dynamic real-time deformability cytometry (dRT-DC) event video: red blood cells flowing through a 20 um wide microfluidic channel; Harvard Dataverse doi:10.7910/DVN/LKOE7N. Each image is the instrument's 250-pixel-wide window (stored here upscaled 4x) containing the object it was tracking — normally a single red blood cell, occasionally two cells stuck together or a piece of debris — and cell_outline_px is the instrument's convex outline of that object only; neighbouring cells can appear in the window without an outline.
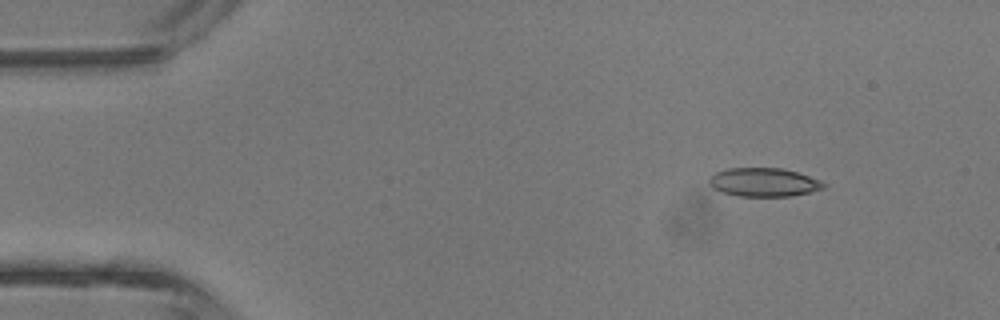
{"species": "common noctule bat (a hibernating species)", "species_latin": "Nyctalus noctula", "temperature_condition": "room temperature", "stored_images_in_passage": 4, "segment_of_instrument_passage": [1, 2], "camera_frame_rate_fps": 3000, "um_per_image_px": 0.085, "animal": {"sex": "male", "body_mass_g": 13.3}, "frame": {"image": 1, "passage_image": 1, "time_ms": 0.0, "image_size_px": [1000, 320], "cell_outline_px": [[828, 184], [824, 188], [792, 196], [736, 196], [712, 188], [708, 184], [708, 180], [716, 172], [728, 168], [780, 168], [796, 172], [820, 180]], "centroid_in_image_um": [64.91, 15.49], "position_along_channel_um": 20.1, "area_um2": 19.02}}